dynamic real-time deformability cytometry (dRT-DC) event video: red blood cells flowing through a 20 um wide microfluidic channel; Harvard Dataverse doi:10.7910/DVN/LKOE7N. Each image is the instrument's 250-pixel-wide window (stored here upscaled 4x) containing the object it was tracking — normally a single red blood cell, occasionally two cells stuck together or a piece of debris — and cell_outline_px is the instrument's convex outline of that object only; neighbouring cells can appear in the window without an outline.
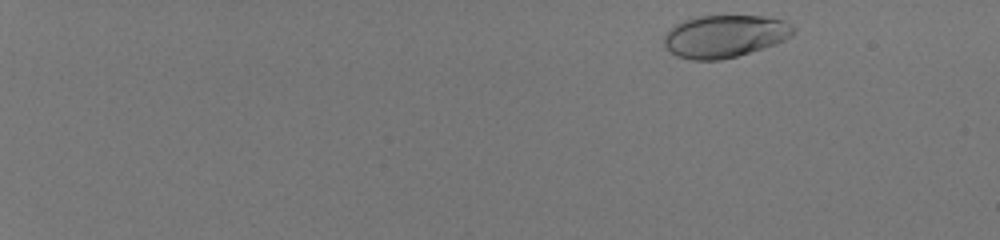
{"species": "human", "species_latin": "Homo sapiens", "temperature_condition": "room temperature", "stored_images_in_passage": 49, "camera_frame_rate_fps": 3000, "um_per_image_px": 0.085, "donor": {"sex": "male"}, "frame": {"image": 1, "passage_image": 2, "time_ms": 0.333, "image_size_px": [1000, 240], "cell_outline_px": [[796, 32], [784, 40], [776, 44], [736, 56], [720, 60], [692, 60], [676, 56], [664, 44], [664, 36], [668, 28], [684, 20], [696, 16], [764, 16], [784, 20], [792, 24]], "centroid_in_image_um": [61.6, 3.07], "position_along_channel_um": 23.4, "area_um2": 32.08}}
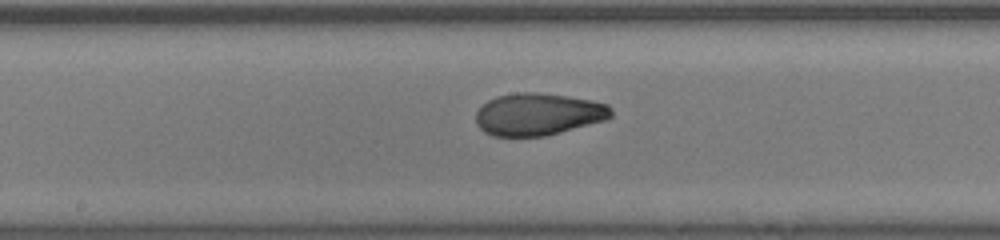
{"frame": {"image": 2, "passage_image": 29, "time_ms": 9.333, "image_size_px": [1000, 240], "cell_outline_px": [[612, 116], [608, 120], [544, 136], [492, 136], [484, 132], [476, 124], [476, 112], [488, 100], [496, 96], [516, 92], [536, 92], [568, 96], [592, 100], [608, 104], [612, 108]], "centroid_in_image_um": [45.77, 9.71], "position_along_channel_um": 202.4, "area_um2": 33.52}}
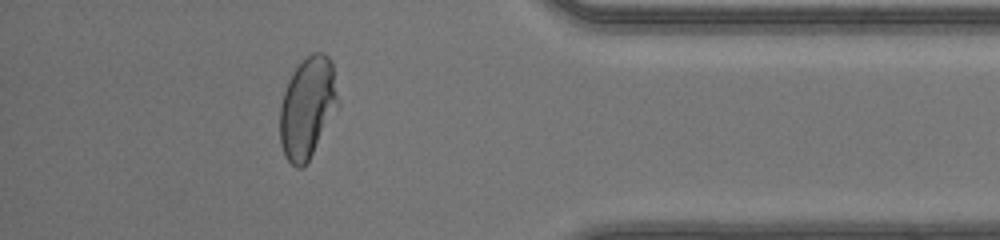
{"frame": {"image": 3, "passage_image": 45, "time_ms": 14.667, "image_size_px": [1000, 240], "cell_outline_px": [[336, 100], [312, 152], [304, 168], [296, 168], [284, 156], [280, 144], [280, 104], [288, 80], [296, 68], [312, 52], [324, 52], [332, 60], [336, 96]], "centroid_in_image_um": [26.04, 9.12], "position_along_channel_um": 409.2, "area_um2": 32.66}, "authors_computed_cell_mechanics": {"area_um2": 32.946, "velocity_mm_per_s": 4.1782, "shape_relaxation_time_tau1_ms": 5.3134, "shape_relaxation_time_tau2_ms": null, "deformation_change_tau1": 0.2339, "deformation_change_tau2": null}}